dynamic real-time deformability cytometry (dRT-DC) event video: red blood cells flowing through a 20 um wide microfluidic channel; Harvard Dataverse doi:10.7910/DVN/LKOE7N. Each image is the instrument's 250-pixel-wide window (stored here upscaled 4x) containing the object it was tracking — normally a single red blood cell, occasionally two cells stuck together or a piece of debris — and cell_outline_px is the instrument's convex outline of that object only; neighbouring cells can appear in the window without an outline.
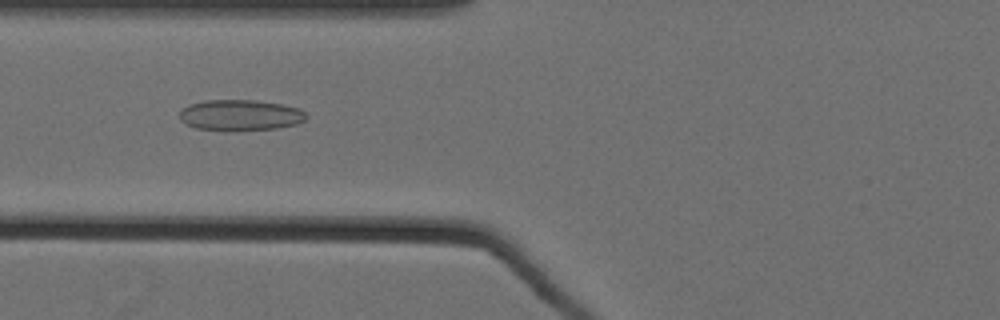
{"species": "Egyptian fruit bat (a non-hibernating species)", "species_latin": "Rousettus aegyptiacus", "temperature_condition": "cold", "stored_images_in_passage": 60, "camera_frame_rate_fps": 3000, "um_per_image_px": 0.085, "animal": {"sex": "female"}, "frame": {"image": 1, "passage_image": 27, "time_ms": 8.667, "image_size_px": [1000, 320], "cell_outline_px": [[308, 116], [304, 120], [296, 124], [276, 128], [236, 132], [196, 128], [180, 120], [180, 112], [188, 104], [204, 100], [256, 100], [280, 104], [300, 108]], "centroid_in_image_um": [20.42, 9.8], "position_along_channel_um": 105.4, "area_um2": 23.06}}
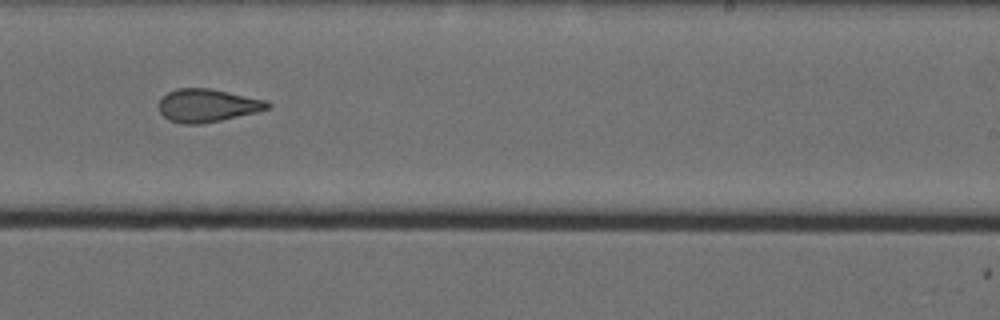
{"frame": {"image": 2, "passage_image": 41, "time_ms": 13.333, "image_size_px": [1000, 320], "cell_outline_px": [[272, 104], [268, 108], [256, 112], [220, 120], [200, 124], [180, 124], [168, 120], [160, 112], [160, 100], [168, 92], [176, 88], [208, 88], [268, 100]], "centroid_in_image_um": [17.63, 8.96], "position_along_channel_um": 271.4, "area_um2": 20.81}}
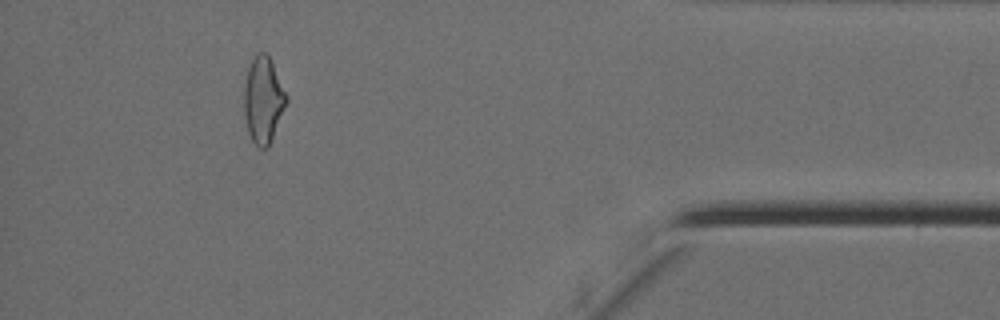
{"frame": {"image": 3, "passage_image": 56, "time_ms": 18.333, "image_size_px": [1000, 320], "cell_outline_px": [[288, 100], [268, 148], [260, 148], [252, 140], [248, 132], [244, 116], [244, 88], [248, 68], [256, 52], [268, 52], [288, 96]], "centroid_in_image_um": [22.38, 8.46], "position_along_channel_um": 412.8, "area_um2": 21.39}, "authors_computed_cell_mechanics": {"area_um2": 22.2819, "velocity_mm_per_s": 3.5554, "shape_relaxation_time_tau1_ms": null, "shape_relaxation_time_tau2_ms": 1.9469, "deformation_change_tau1": null, "deformation_change_tau2": 0.0951}}